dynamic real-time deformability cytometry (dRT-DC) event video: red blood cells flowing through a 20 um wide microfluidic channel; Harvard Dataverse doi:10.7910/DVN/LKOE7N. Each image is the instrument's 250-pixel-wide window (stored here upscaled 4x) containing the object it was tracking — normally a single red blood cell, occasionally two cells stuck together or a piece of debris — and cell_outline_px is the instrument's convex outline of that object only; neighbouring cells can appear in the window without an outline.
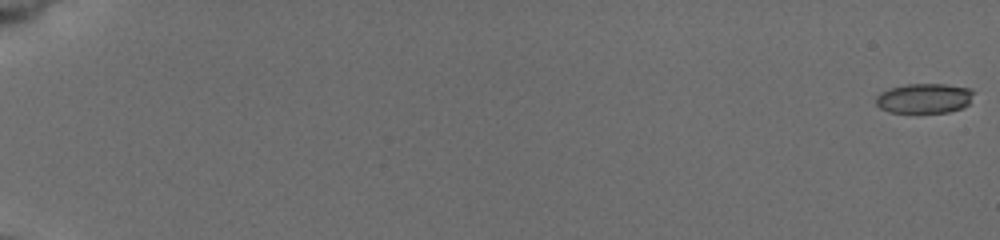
{"species": "common noctule bat (a hibernating species)", "species_latin": "Nyctalus noctula", "temperature_condition": "cold", "stored_images_in_passage": 57, "camera_frame_rate_fps": 3000, "um_per_image_px": 0.085, "animal": {"sex": "female", "body_mass_g": 19.5, "forearm_length_mm": 54.1}, "frame": {"image": 1, "passage_image": 1, "time_ms": 0.0, "image_size_px": [1000, 240], "cell_outline_px": [[972, 92], [968, 104], [964, 108], [948, 112], [888, 112], [880, 108], [876, 104], [876, 96], [880, 92], [888, 88], [908, 84], [944, 84], [972, 88]], "centroid_in_image_um": [78.53, 8.35], "position_along_channel_um": 6.5, "area_um2": 16.99}}
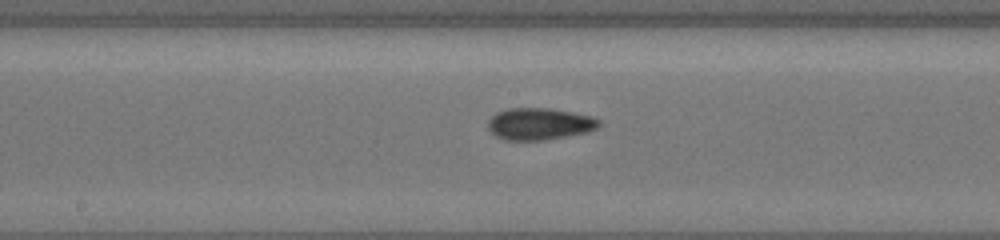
{"frame": {"image": 2, "passage_image": 33, "time_ms": 10.667, "image_size_px": [1000, 240], "cell_outline_px": [[600, 124], [596, 128], [588, 132], [568, 136], [544, 140], [504, 140], [496, 136], [488, 128], [488, 120], [496, 112], [508, 108], [548, 108], [572, 112], [592, 116], [600, 120]], "centroid_in_image_um": [45.85, 10.53], "position_along_channel_um": 202.4, "area_um2": 20.69}}
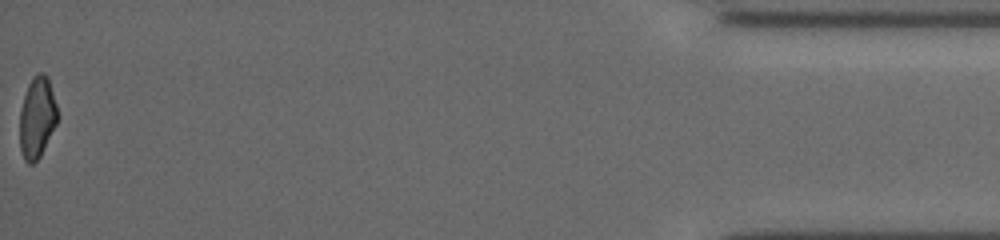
{"frame": {"image": 3, "passage_image": 57, "time_ms": 18.667, "image_size_px": [1000, 240], "cell_outline_px": [[60, 116], [40, 156], [32, 164], [28, 164], [24, 160], [20, 148], [20, 112], [24, 96], [28, 84], [32, 76], [36, 72], [44, 72], [48, 76]], "centroid_in_image_um": [3.17, 9.95], "position_along_channel_um": 432.0, "area_um2": 18.09}, "authors_computed_cell_mechanics": {"area_um2": 18.7272, "velocity_mm_per_s": 3.8656, "shape_relaxation_time_tau1_ms": 6.1098, "shape_relaxation_time_tau2_ms": 2.613, "deformation_change_tau1": 0.1212, "deformation_change_tau2": 0.085}}